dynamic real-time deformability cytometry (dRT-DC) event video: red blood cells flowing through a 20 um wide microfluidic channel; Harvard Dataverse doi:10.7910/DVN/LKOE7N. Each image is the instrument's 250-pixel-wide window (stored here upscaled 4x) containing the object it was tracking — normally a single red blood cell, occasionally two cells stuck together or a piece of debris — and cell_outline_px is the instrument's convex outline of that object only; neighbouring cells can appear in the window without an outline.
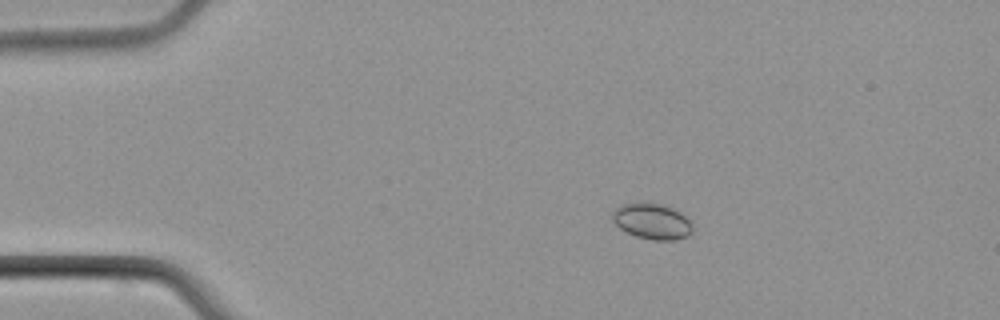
{"species": "common noctule bat (a hibernating species)", "species_latin": "Nyctalus noctula", "temperature_condition": "cold", "stored_images_in_passage": 7, "camera_frame_rate_fps": 3000, "um_per_image_px": 0.085, "animal": {"sex": "male", "body_mass_g": 21.5, "forearm_length_mm": 52.0}, "frame": {"image": 1, "passage_image": 4, "time_ms": 3.667, "image_size_px": [1000, 320], "cell_outline_px": [[692, 232], [688, 236], [676, 240], [652, 240], [636, 236], [620, 228], [612, 220], [612, 212], [616, 208], [624, 204], [660, 204], [672, 208], [680, 212], [692, 224]], "centroid_in_image_um": [55.44, 18.84], "position_along_channel_um": 29.6, "area_um2": 16.36}}